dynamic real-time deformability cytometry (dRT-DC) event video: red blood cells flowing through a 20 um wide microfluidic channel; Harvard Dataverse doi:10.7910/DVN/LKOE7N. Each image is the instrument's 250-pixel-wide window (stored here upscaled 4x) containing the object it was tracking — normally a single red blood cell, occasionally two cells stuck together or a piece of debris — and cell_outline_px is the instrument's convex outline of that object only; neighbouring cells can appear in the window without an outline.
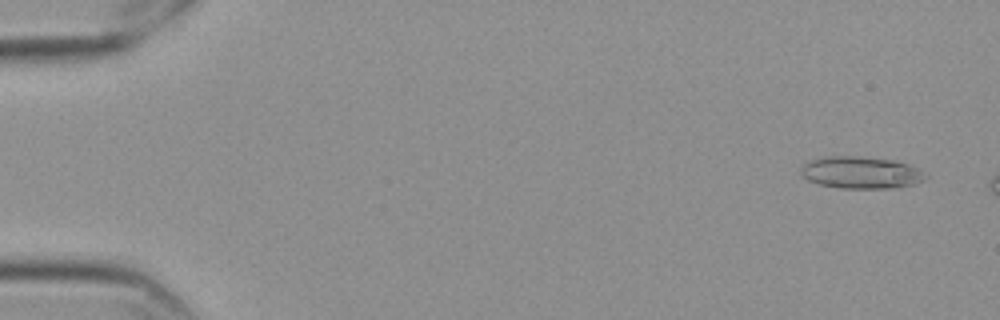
{"species": "Egyptian fruit bat (a non-hibernating species)", "species_latin": "Rousettus aegyptiacus", "temperature_condition": "cold", "stored_images_in_passage": 9, "camera_frame_rate_fps": 3000, "um_per_image_px": 0.085, "frame": {"image": 1, "passage_image": 3, "time_ms": 0.667, "image_size_px": [1000, 320], "cell_outline_px": [[928, 176], [924, 180], [916, 184], [896, 188], [840, 188], [820, 184], [808, 180], [800, 172], [800, 168], [808, 160], [824, 156], [860, 156], [896, 160], [908, 164], [916, 168]], "centroid_in_image_um": [73.18, 14.66], "position_along_channel_um": 11.8, "area_um2": 23.47}}